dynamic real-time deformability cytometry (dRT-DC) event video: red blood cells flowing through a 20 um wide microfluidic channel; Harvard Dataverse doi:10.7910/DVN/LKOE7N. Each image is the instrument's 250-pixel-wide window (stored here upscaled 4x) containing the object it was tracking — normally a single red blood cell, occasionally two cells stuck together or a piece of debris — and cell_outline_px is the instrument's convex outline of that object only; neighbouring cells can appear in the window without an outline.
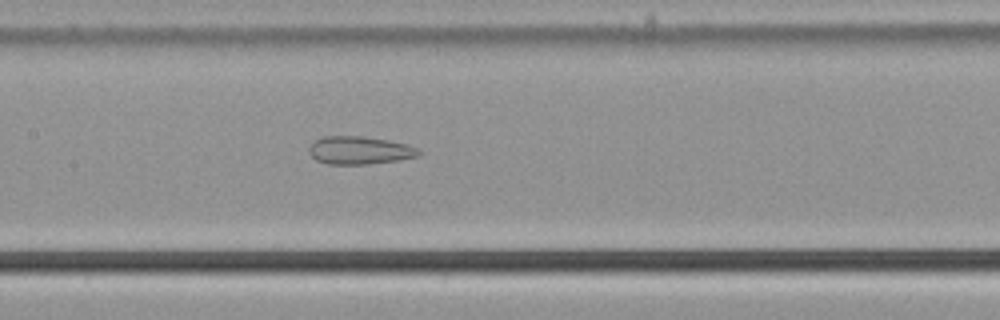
{"species": "common noctule bat (a hibernating species)", "species_latin": "Nyctalus noctula", "temperature_condition": "cold", "stored_images_in_passage": 44, "camera_frame_rate_fps": 3000, "um_per_image_px": 0.085, "animal": {"sex": "male", "body_mass_g": 21.5, "forearm_length_mm": 52.0}, "frame": {"image": 1, "passage_image": 16, "time_ms": 5.0, "image_size_px": [1000, 320], "cell_outline_px": [[420, 152], [416, 156], [400, 160], [368, 164], [328, 164], [316, 160], [308, 152], [308, 148], [316, 140], [324, 136], [364, 136], [388, 140], [408, 144], [416, 148]], "centroid_in_image_um": [30.55, 12.77], "position_along_channel_um": 176.9, "area_um2": 17.8}}
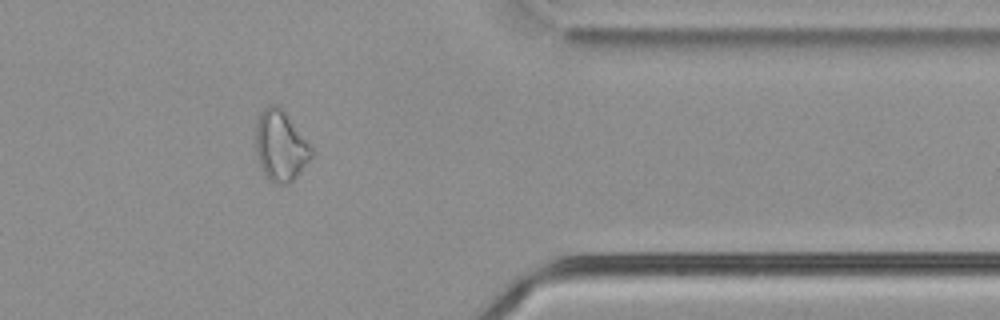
{"frame": {"image": 2, "passage_image": 34, "time_ms": 11.0, "image_size_px": [1000, 320], "cell_outline_px": [[312, 156], [296, 176], [288, 184], [276, 184], [264, 172], [260, 164], [256, 152], [256, 124], [260, 112], [268, 104], [280, 104], [312, 148]], "centroid_in_image_um": [23.83, 12.34], "position_along_channel_um": 387.6, "area_um2": 22.6}}
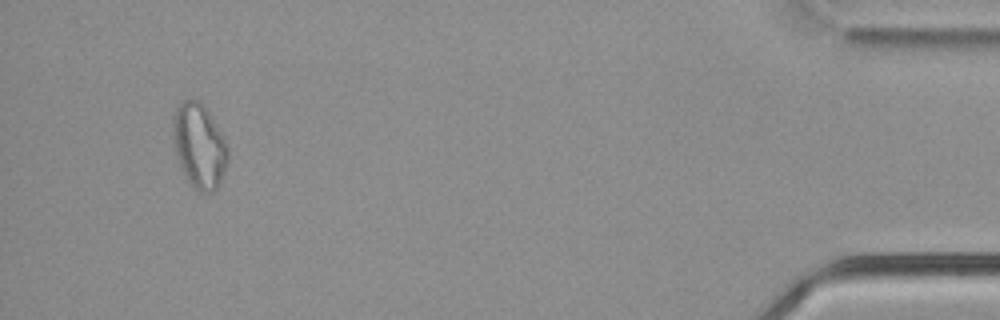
{"frame": {"image": 3, "passage_image": 41, "time_ms": 13.333, "image_size_px": [1000, 320], "cell_outline_px": [[228, 160], [224, 172], [216, 188], [208, 192], [200, 192], [188, 180], [176, 156], [172, 136], [172, 116], [180, 100], [192, 96], [200, 100], [204, 104], [220, 132], [228, 148]], "centroid_in_image_um": [16.89, 12.29], "position_along_channel_um": 418.3, "area_um2": 27.11}, "authors_computed_cell_mechanics": {"area_um2": 21.1259, "velocity_mm_per_s": 3.7873, "shape_relaxation_time_tau1_ms": null, "shape_relaxation_time_tau2_ms": 3.0175, "deformation_change_tau1": null, "deformation_change_tau2": 0.1313}}